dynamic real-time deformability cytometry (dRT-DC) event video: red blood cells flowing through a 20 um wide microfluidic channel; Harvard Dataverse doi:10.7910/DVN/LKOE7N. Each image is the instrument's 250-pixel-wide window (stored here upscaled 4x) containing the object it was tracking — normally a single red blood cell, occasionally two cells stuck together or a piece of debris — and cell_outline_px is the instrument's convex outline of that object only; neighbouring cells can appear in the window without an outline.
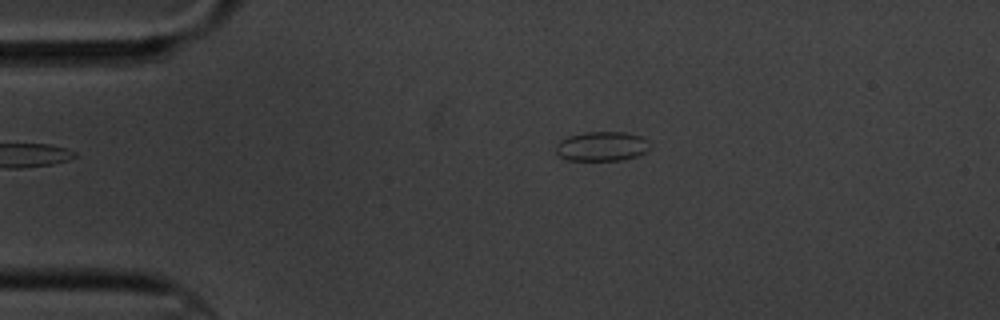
{"species": "common noctule bat (a hibernating species)", "species_latin": "Nyctalus noctula", "temperature_condition": "cold", "stored_images_in_passage": 3, "segment_of_instrument_passage": [2, 2], "camera_frame_rate_fps": 3000, "um_per_image_px": 0.085, "animal": {"sex": "male", "body_mass_g": 20.1, "forearm_length_mm": 53.5}, "frame": {"image": 1, "passage_image": 3, "time_ms": 2.0, "image_size_px": [1000, 320], "cell_outline_px": [[652, 144], [644, 152], [636, 156], [620, 160], [568, 160], [560, 156], [556, 152], [556, 144], [560, 140], [568, 136], [584, 132], [624, 132], [640, 136], [648, 140]], "centroid_in_image_um": [51.15, 12.43], "position_along_channel_um": 33.9, "area_um2": 16.13}}